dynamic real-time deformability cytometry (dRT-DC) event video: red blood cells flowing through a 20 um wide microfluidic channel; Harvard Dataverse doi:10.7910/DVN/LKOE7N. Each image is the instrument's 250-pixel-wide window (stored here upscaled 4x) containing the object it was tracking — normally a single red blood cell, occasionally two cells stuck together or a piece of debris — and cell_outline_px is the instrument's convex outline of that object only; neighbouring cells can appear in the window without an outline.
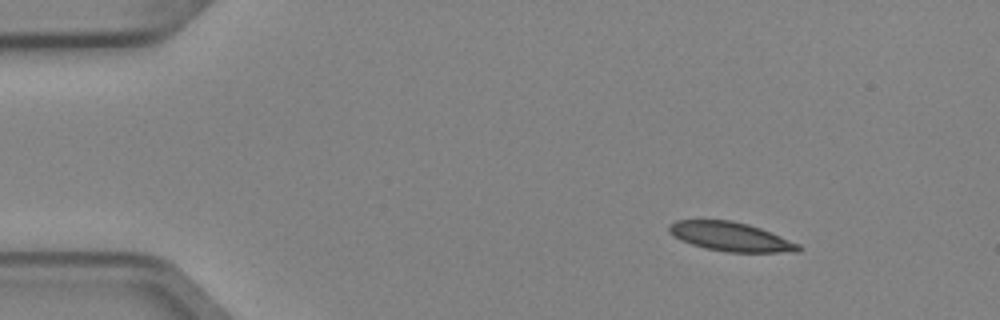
{"species": "Egyptian fruit bat (a non-hibernating species)", "species_latin": "Rousettus aegyptiacus", "temperature_condition": "cold", "stored_images_in_passage": 3, "camera_frame_rate_fps": 3000, "um_per_image_px": 0.085, "animal": {"sex": "female"}, "frame": {"image": 1, "passage_image": 1, "time_ms": 0.0, "image_size_px": [1000, 320], "cell_outline_px": [[804, 248], [800, 252], [728, 252], [704, 248], [680, 240], [668, 232], [668, 224], [676, 220], [732, 220], [748, 224], [760, 228], [800, 244]], "centroid_in_image_um": [62.11, 20.12], "position_along_channel_um": 22.9, "area_um2": 22.02}}